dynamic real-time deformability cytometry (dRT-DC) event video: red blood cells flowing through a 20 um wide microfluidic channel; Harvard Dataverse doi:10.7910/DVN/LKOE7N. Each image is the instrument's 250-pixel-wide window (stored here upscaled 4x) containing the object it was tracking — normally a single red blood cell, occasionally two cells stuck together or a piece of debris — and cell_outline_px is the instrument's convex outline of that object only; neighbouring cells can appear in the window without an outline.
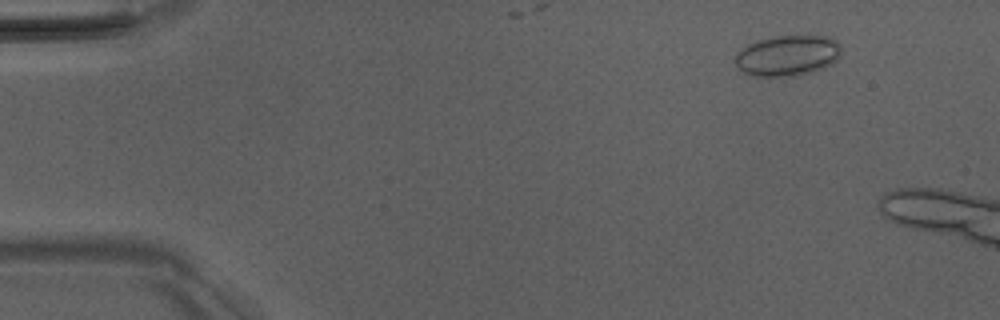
{"species": "Egyptian fruit bat (a non-hibernating species)", "species_latin": "Rousettus aegyptiacus", "temperature_condition": "room temperature", "stored_images_in_passage": 2, "camera_frame_rate_fps": 3000, "um_per_image_px": 0.085, "animal": {"sex": "male"}, "frame": {"image": 1, "passage_image": 1, "time_ms": 0.0, "image_size_px": [1000, 320], "cell_outline_px": [[840, 56], [832, 64], [824, 68], [796, 76], [752, 76], [736, 68], [732, 60], [736, 52], [748, 44], [756, 40], [776, 36], [804, 32], [828, 36], [836, 40], [840, 44]], "centroid_in_image_um": [66.93, 4.68], "position_along_channel_um": 18.1, "area_um2": 26.3}}